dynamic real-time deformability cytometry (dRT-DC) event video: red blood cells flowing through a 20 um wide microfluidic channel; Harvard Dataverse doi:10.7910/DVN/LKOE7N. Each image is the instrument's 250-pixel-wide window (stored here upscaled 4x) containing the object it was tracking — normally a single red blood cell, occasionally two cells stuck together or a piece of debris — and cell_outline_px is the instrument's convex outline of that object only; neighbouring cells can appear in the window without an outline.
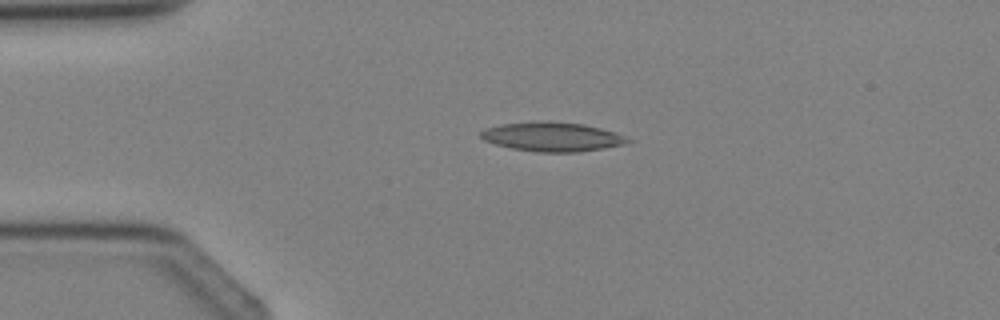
{"species": "Egyptian fruit bat (a non-hibernating species)", "species_latin": "Rousettus aegyptiacus", "temperature_condition": "cold", "stored_images_in_passage": 4, "camera_frame_rate_fps": 3000, "um_per_image_px": 0.085, "animal": {"sex": "female"}, "frame": {"image": 1, "passage_image": 4, "time_ms": 3.667, "image_size_px": [1000, 320], "cell_outline_px": [[632, 140], [628, 144], [580, 152], [536, 152], [512, 148], [496, 144], [484, 140], [480, 136], [480, 132], [484, 128], [504, 124], [540, 120], [548, 120], [584, 124], [616, 132]], "centroid_in_image_um": [46.97, 11.62], "position_along_channel_um": 38.0, "area_um2": 25.26}}